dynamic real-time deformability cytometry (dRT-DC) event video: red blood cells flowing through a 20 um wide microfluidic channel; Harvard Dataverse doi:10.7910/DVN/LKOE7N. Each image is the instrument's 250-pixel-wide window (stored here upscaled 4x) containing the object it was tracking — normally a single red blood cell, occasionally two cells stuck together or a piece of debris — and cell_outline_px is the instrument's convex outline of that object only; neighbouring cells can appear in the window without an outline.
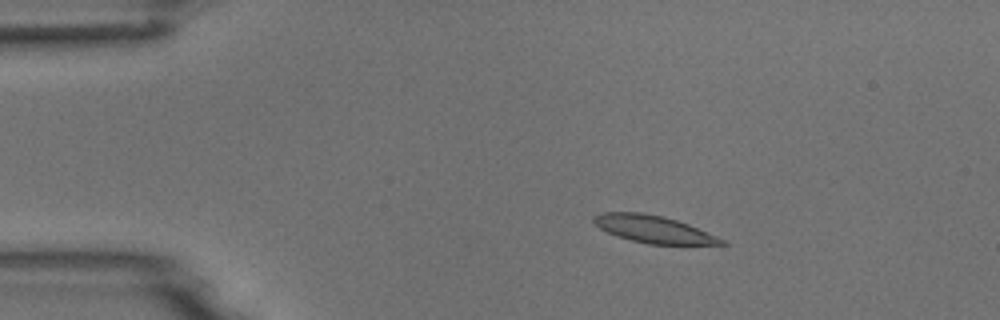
{"species": "common noctule bat (a hibernating species)", "species_latin": "Nyctalus noctula", "temperature_condition": "room temperature", "stored_images_in_passage": 7, "camera_frame_rate_fps": 3000, "um_per_image_px": 0.085, "animal": {"sex": "male", "body_mass_g": 18.8}, "frame": {"image": 1, "passage_image": 3, "time_ms": 2.333, "image_size_px": [1000, 320], "cell_outline_px": [[728, 244], [648, 244], [616, 236], [600, 228], [592, 220], [592, 216], [604, 212], [644, 212], [664, 216], [688, 224], [716, 236], [724, 240]], "centroid_in_image_um": [55.51, 19.46], "position_along_channel_um": 29.5, "area_um2": 20.11}}
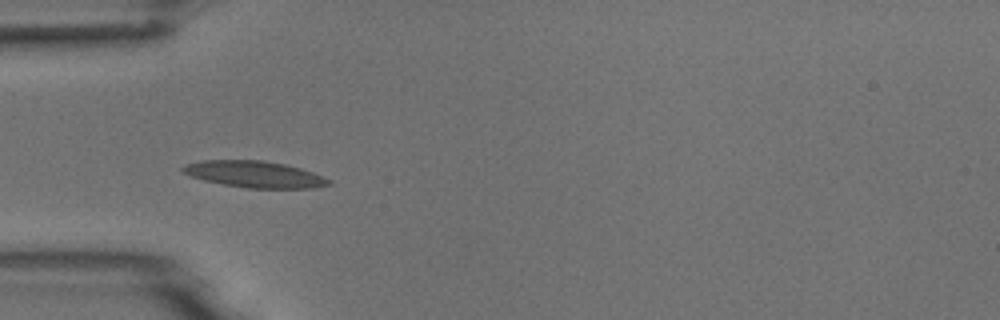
{"frame": {"image": 2, "passage_image": 5, "time_ms": 4.667, "image_size_px": [1000, 320], "cell_outline_px": [[332, 184], [316, 188], [248, 188], [224, 184], [204, 180], [192, 176], [184, 172], [180, 168], [184, 164], [200, 160], [264, 160], [284, 164], [300, 168], [324, 176], [332, 180]], "centroid_in_image_um": [21.67, 14.81], "position_along_channel_um": 63.3, "area_um2": 22.6}}